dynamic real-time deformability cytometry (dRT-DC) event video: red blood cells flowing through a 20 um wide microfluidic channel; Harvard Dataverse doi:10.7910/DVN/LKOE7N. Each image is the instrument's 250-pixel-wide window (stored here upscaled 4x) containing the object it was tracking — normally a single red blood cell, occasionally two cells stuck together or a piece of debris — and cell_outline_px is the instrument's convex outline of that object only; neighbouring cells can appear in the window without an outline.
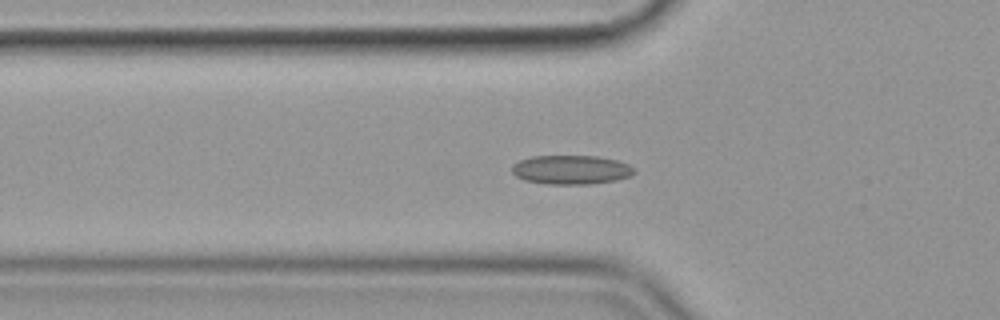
{"species": "common noctule bat (a hibernating species)", "species_latin": "Nyctalus noctula", "temperature_condition": "cold", "stored_images_in_passage": 49, "camera_frame_rate_fps": 3000, "um_per_image_px": 0.085, "animal": {"sex": "female", "body_mass_g": 19.9}, "frame": {"image": 1, "passage_image": 19, "time_ms": 6.0, "image_size_px": [1000, 320], "cell_outline_px": [[636, 172], [628, 176], [616, 180], [592, 184], [548, 184], [524, 180], [516, 176], [512, 172], [512, 164], [520, 160], [532, 156], [596, 156], [616, 160], [628, 164]], "centroid_in_image_um": [48.51, 14.43], "position_along_channel_um": 77.3, "area_um2": 20.63}}
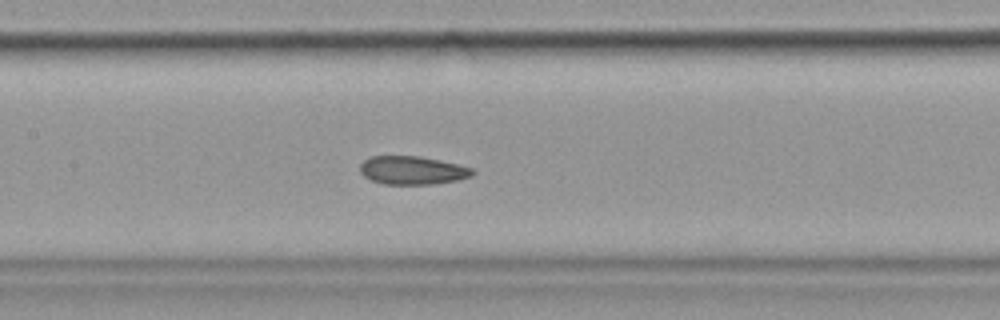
{"frame": {"image": 2, "passage_image": 27, "time_ms": 8.667, "image_size_px": [1000, 320], "cell_outline_px": [[476, 172], [472, 176], [460, 180], [432, 184], [384, 184], [372, 180], [364, 176], [360, 172], [360, 164], [364, 160], [372, 156], [416, 156], [440, 160], [460, 164], [472, 168]], "centroid_in_image_um": [35.09, 14.48], "position_along_channel_um": 172.3, "area_um2": 18.67}}
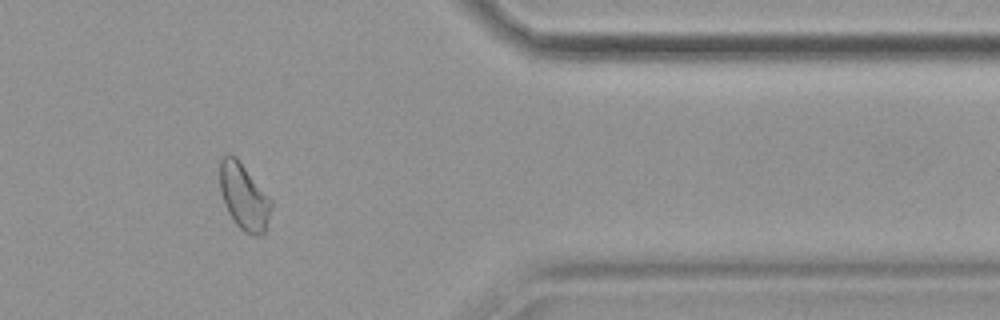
{"frame": {"image": 3, "passage_image": 47, "time_ms": 15.333, "image_size_px": [1000, 320], "cell_outline_px": [[272, 208], [264, 232], [260, 236], [256, 236], [244, 232], [236, 224], [228, 212], [224, 204], [220, 192], [220, 160], [228, 152], [236, 156], [272, 200]], "centroid_in_image_um": [20.72, 16.71], "position_along_channel_um": 390.7, "area_um2": 19.88}, "authors_computed_cell_mechanics": {"area_um2": 19.7098, "velocity_mm_per_s": 3.5565, "shape_relaxation_time_tau1_ms": null, "shape_relaxation_time_tau2_ms": 2.3708, "deformation_change_tau1": null, "deformation_change_tau2": 0.0807}}